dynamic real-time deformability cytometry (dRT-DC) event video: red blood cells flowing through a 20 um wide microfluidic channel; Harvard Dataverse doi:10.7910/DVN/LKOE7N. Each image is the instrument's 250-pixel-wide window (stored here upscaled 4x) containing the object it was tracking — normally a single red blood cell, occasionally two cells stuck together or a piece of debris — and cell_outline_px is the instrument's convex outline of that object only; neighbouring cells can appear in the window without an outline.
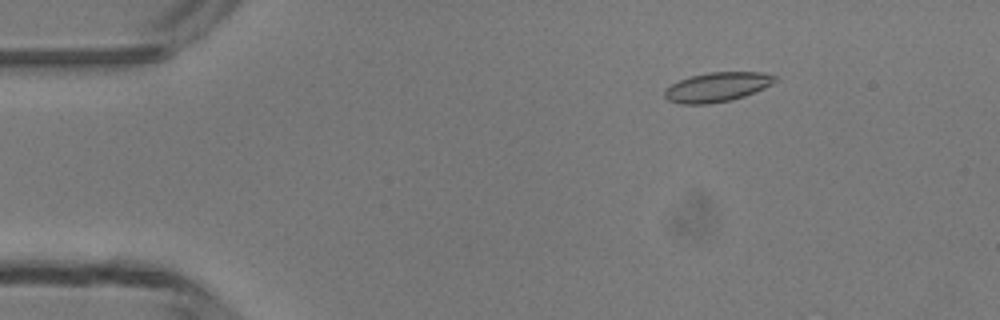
{"species": "common noctule bat (a hibernating species)", "species_latin": "Nyctalus noctula", "temperature_condition": "room temperature", "stored_images_in_passage": 48, "camera_frame_rate_fps": 3000, "um_per_image_px": 0.085, "animal": {"sex": "male", "body_mass_g": 13.3}, "frame": {"image": 1, "passage_image": 7, "time_ms": 2.0, "image_size_px": [1000, 320], "cell_outline_px": [[776, 80], [772, 84], [764, 88], [744, 96], [732, 100], [708, 104], [680, 104], [668, 100], [664, 96], [664, 92], [672, 84], [688, 76], [708, 72], [764, 72], [776, 76]], "centroid_in_image_um": [60.96, 7.39], "position_along_channel_um": 24.0, "area_um2": 18.96}}
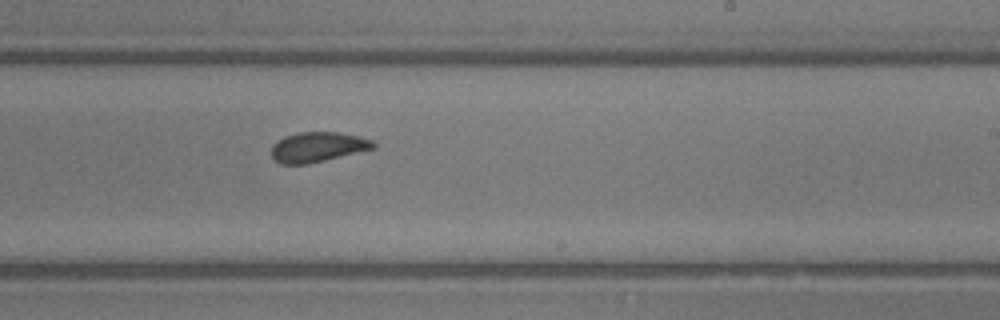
{"frame": {"image": 2, "passage_image": 29, "time_ms": 9.333, "image_size_px": [1000, 320], "cell_outline_px": [[376, 148], [308, 164], [280, 164], [272, 156], [272, 144], [276, 140], [284, 136], [300, 132], [336, 132], [360, 136], [372, 140], [376, 144]], "centroid_in_image_um": [27.01, 12.49], "position_along_channel_um": 262.0, "area_um2": 17.86}}
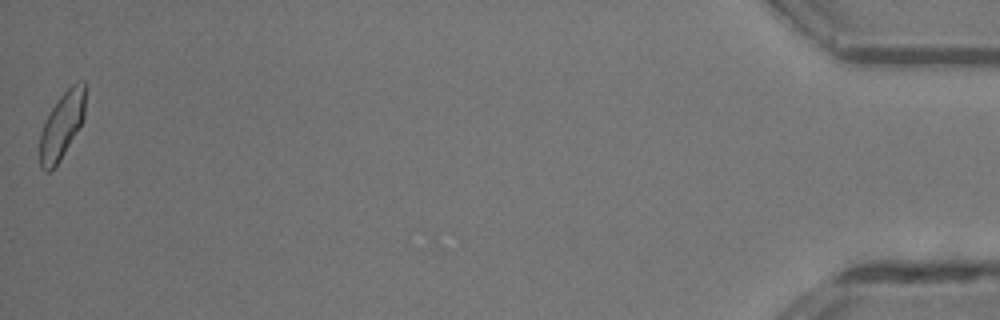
{"frame": {"image": 3, "passage_image": 48, "time_ms": 15.667, "image_size_px": [1000, 320], "cell_outline_px": [[84, 120], [60, 160], [48, 172], [44, 172], [40, 168], [40, 132], [44, 120], [60, 96], [76, 80], [84, 80]], "centroid_in_image_um": [5.24, 10.66], "position_along_channel_um": 430.0, "area_um2": 17.63}, "authors_computed_cell_mechanics": {"area_um2": 18.207, "velocity_mm_per_s": 4.2651, "shape_relaxation_time_tau1_ms": 5.0266, "shape_relaxation_time_tau2_ms": 1.2759, "deformation_change_tau1": 0.1128, "deformation_change_tau2": 0.0582}}